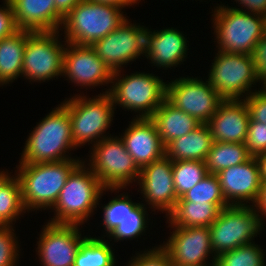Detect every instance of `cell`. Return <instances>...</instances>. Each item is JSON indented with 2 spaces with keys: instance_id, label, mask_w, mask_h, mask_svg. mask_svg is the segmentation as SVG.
I'll use <instances>...</instances> for the list:
<instances>
[{
  "instance_id": "17",
  "label": "cell",
  "mask_w": 266,
  "mask_h": 266,
  "mask_svg": "<svg viewBox=\"0 0 266 266\" xmlns=\"http://www.w3.org/2000/svg\"><path fill=\"white\" fill-rule=\"evenodd\" d=\"M170 229L173 230L169 233L171 235L161 246L169 254L172 266H198L208 264L207 260H210V263L215 262L209 227Z\"/></svg>"
},
{
  "instance_id": "34",
  "label": "cell",
  "mask_w": 266,
  "mask_h": 266,
  "mask_svg": "<svg viewBox=\"0 0 266 266\" xmlns=\"http://www.w3.org/2000/svg\"><path fill=\"white\" fill-rule=\"evenodd\" d=\"M177 201L194 203L227 204L216 174H208Z\"/></svg>"
},
{
  "instance_id": "31",
  "label": "cell",
  "mask_w": 266,
  "mask_h": 266,
  "mask_svg": "<svg viewBox=\"0 0 266 266\" xmlns=\"http://www.w3.org/2000/svg\"><path fill=\"white\" fill-rule=\"evenodd\" d=\"M148 210L150 212L148 207L144 206L142 202H139L131 213H128L123 222L107 236V240L109 239L110 242L112 240H114V242H123L124 240L131 241L136 238L138 239V237L141 238V235L145 236L146 230H148L147 228L149 227L147 225H149L148 223L150 222Z\"/></svg>"
},
{
  "instance_id": "23",
  "label": "cell",
  "mask_w": 266,
  "mask_h": 266,
  "mask_svg": "<svg viewBox=\"0 0 266 266\" xmlns=\"http://www.w3.org/2000/svg\"><path fill=\"white\" fill-rule=\"evenodd\" d=\"M213 143L207 124H201L192 132L175 138L165 146V156L172 161H205Z\"/></svg>"
},
{
  "instance_id": "45",
  "label": "cell",
  "mask_w": 266,
  "mask_h": 266,
  "mask_svg": "<svg viewBox=\"0 0 266 266\" xmlns=\"http://www.w3.org/2000/svg\"><path fill=\"white\" fill-rule=\"evenodd\" d=\"M2 170L0 171V189L13 176V174L9 170H7V169H5L6 171L4 169H2Z\"/></svg>"
},
{
  "instance_id": "13",
  "label": "cell",
  "mask_w": 266,
  "mask_h": 266,
  "mask_svg": "<svg viewBox=\"0 0 266 266\" xmlns=\"http://www.w3.org/2000/svg\"><path fill=\"white\" fill-rule=\"evenodd\" d=\"M130 19L102 39L96 40L91 47L112 72L123 70L125 65L145 57V33L147 27ZM129 63V64H127ZM124 65V66H123Z\"/></svg>"
},
{
  "instance_id": "42",
  "label": "cell",
  "mask_w": 266,
  "mask_h": 266,
  "mask_svg": "<svg viewBox=\"0 0 266 266\" xmlns=\"http://www.w3.org/2000/svg\"><path fill=\"white\" fill-rule=\"evenodd\" d=\"M82 0H54L56 11L64 18Z\"/></svg>"
},
{
  "instance_id": "19",
  "label": "cell",
  "mask_w": 266,
  "mask_h": 266,
  "mask_svg": "<svg viewBox=\"0 0 266 266\" xmlns=\"http://www.w3.org/2000/svg\"><path fill=\"white\" fill-rule=\"evenodd\" d=\"M176 27L152 30L147 27L145 33V58L151 66L171 70L186 62L189 41L187 35ZM172 67V68H171Z\"/></svg>"
},
{
  "instance_id": "25",
  "label": "cell",
  "mask_w": 266,
  "mask_h": 266,
  "mask_svg": "<svg viewBox=\"0 0 266 266\" xmlns=\"http://www.w3.org/2000/svg\"><path fill=\"white\" fill-rule=\"evenodd\" d=\"M32 32L18 29L0 40V87L22 77L26 41Z\"/></svg>"
},
{
  "instance_id": "49",
  "label": "cell",
  "mask_w": 266,
  "mask_h": 266,
  "mask_svg": "<svg viewBox=\"0 0 266 266\" xmlns=\"http://www.w3.org/2000/svg\"><path fill=\"white\" fill-rule=\"evenodd\" d=\"M17 262H18V261H16V262H15L13 265H11V266H18V265H17V264H18Z\"/></svg>"
},
{
  "instance_id": "29",
  "label": "cell",
  "mask_w": 266,
  "mask_h": 266,
  "mask_svg": "<svg viewBox=\"0 0 266 266\" xmlns=\"http://www.w3.org/2000/svg\"><path fill=\"white\" fill-rule=\"evenodd\" d=\"M26 212L21 185L14 174L0 189V226H15L16 221Z\"/></svg>"
},
{
  "instance_id": "38",
  "label": "cell",
  "mask_w": 266,
  "mask_h": 266,
  "mask_svg": "<svg viewBox=\"0 0 266 266\" xmlns=\"http://www.w3.org/2000/svg\"><path fill=\"white\" fill-rule=\"evenodd\" d=\"M249 111V118L266 124V93L259 88L243 99Z\"/></svg>"
},
{
  "instance_id": "41",
  "label": "cell",
  "mask_w": 266,
  "mask_h": 266,
  "mask_svg": "<svg viewBox=\"0 0 266 266\" xmlns=\"http://www.w3.org/2000/svg\"><path fill=\"white\" fill-rule=\"evenodd\" d=\"M253 206L258 212L261 223L263 224L264 227L265 226L264 219L266 218V180H262L259 196Z\"/></svg>"
},
{
  "instance_id": "16",
  "label": "cell",
  "mask_w": 266,
  "mask_h": 266,
  "mask_svg": "<svg viewBox=\"0 0 266 266\" xmlns=\"http://www.w3.org/2000/svg\"><path fill=\"white\" fill-rule=\"evenodd\" d=\"M140 192L142 203L151 211L166 213L167 217L175 208L178 197L176 195L172 160L164 156L163 158L150 163L140 169V176L136 187ZM151 206V207H150Z\"/></svg>"
},
{
  "instance_id": "37",
  "label": "cell",
  "mask_w": 266,
  "mask_h": 266,
  "mask_svg": "<svg viewBox=\"0 0 266 266\" xmlns=\"http://www.w3.org/2000/svg\"><path fill=\"white\" fill-rule=\"evenodd\" d=\"M245 145L252 157L266 152V124L250 120Z\"/></svg>"
},
{
  "instance_id": "24",
  "label": "cell",
  "mask_w": 266,
  "mask_h": 266,
  "mask_svg": "<svg viewBox=\"0 0 266 266\" xmlns=\"http://www.w3.org/2000/svg\"><path fill=\"white\" fill-rule=\"evenodd\" d=\"M156 125L162 143L166 146L175 138H180L201 125L193 116L185 113L165 99L150 117Z\"/></svg>"
},
{
  "instance_id": "3",
  "label": "cell",
  "mask_w": 266,
  "mask_h": 266,
  "mask_svg": "<svg viewBox=\"0 0 266 266\" xmlns=\"http://www.w3.org/2000/svg\"><path fill=\"white\" fill-rule=\"evenodd\" d=\"M83 159H68L48 163H18L14 174L21 185L26 211L50 210L57 201L71 171Z\"/></svg>"
},
{
  "instance_id": "33",
  "label": "cell",
  "mask_w": 266,
  "mask_h": 266,
  "mask_svg": "<svg viewBox=\"0 0 266 266\" xmlns=\"http://www.w3.org/2000/svg\"><path fill=\"white\" fill-rule=\"evenodd\" d=\"M254 242L241 245L216 257L217 266H266L265 251Z\"/></svg>"
},
{
  "instance_id": "39",
  "label": "cell",
  "mask_w": 266,
  "mask_h": 266,
  "mask_svg": "<svg viewBox=\"0 0 266 266\" xmlns=\"http://www.w3.org/2000/svg\"><path fill=\"white\" fill-rule=\"evenodd\" d=\"M2 1L4 5L2 7L0 5V40L18 30L10 1Z\"/></svg>"
},
{
  "instance_id": "18",
  "label": "cell",
  "mask_w": 266,
  "mask_h": 266,
  "mask_svg": "<svg viewBox=\"0 0 266 266\" xmlns=\"http://www.w3.org/2000/svg\"><path fill=\"white\" fill-rule=\"evenodd\" d=\"M217 177L228 205H254L261 189L260 168L256 157L218 172Z\"/></svg>"
},
{
  "instance_id": "1",
  "label": "cell",
  "mask_w": 266,
  "mask_h": 266,
  "mask_svg": "<svg viewBox=\"0 0 266 266\" xmlns=\"http://www.w3.org/2000/svg\"><path fill=\"white\" fill-rule=\"evenodd\" d=\"M122 188H104L98 177L83 160L68 175L65 185L51 211L54 217L47 222L83 226L100 206V199L109 191L119 194ZM105 191V192H104Z\"/></svg>"
},
{
  "instance_id": "11",
  "label": "cell",
  "mask_w": 266,
  "mask_h": 266,
  "mask_svg": "<svg viewBox=\"0 0 266 266\" xmlns=\"http://www.w3.org/2000/svg\"><path fill=\"white\" fill-rule=\"evenodd\" d=\"M61 35L60 31H37L27 37L22 67L23 79L30 83H42L50 79L56 80L59 76L61 78L64 49L67 45L66 40L62 41Z\"/></svg>"
},
{
  "instance_id": "26",
  "label": "cell",
  "mask_w": 266,
  "mask_h": 266,
  "mask_svg": "<svg viewBox=\"0 0 266 266\" xmlns=\"http://www.w3.org/2000/svg\"><path fill=\"white\" fill-rule=\"evenodd\" d=\"M228 204L194 203L177 201L173 211L166 217L168 227H209Z\"/></svg>"
},
{
  "instance_id": "7",
  "label": "cell",
  "mask_w": 266,
  "mask_h": 266,
  "mask_svg": "<svg viewBox=\"0 0 266 266\" xmlns=\"http://www.w3.org/2000/svg\"><path fill=\"white\" fill-rule=\"evenodd\" d=\"M122 10L115 5L82 0L64 17L60 29L65 35L63 39L68 43L91 46L129 18Z\"/></svg>"
},
{
  "instance_id": "21",
  "label": "cell",
  "mask_w": 266,
  "mask_h": 266,
  "mask_svg": "<svg viewBox=\"0 0 266 266\" xmlns=\"http://www.w3.org/2000/svg\"><path fill=\"white\" fill-rule=\"evenodd\" d=\"M249 111L242 100H223L207 125L215 142L245 143Z\"/></svg>"
},
{
  "instance_id": "44",
  "label": "cell",
  "mask_w": 266,
  "mask_h": 266,
  "mask_svg": "<svg viewBox=\"0 0 266 266\" xmlns=\"http://www.w3.org/2000/svg\"><path fill=\"white\" fill-rule=\"evenodd\" d=\"M256 159L259 164L261 179L266 180V152L258 154Z\"/></svg>"
},
{
  "instance_id": "43",
  "label": "cell",
  "mask_w": 266,
  "mask_h": 266,
  "mask_svg": "<svg viewBox=\"0 0 266 266\" xmlns=\"http://www.w3.org/2000/svg\"><path fill=\"white\" fill-rule=\"evenodd\" d=\"M90 1L101 4H111L123 9L126 7L129 8L132 5L135 6L136 4L138 5L137 0H90Z\"/></svg>"
},
{
  "instance_id": "5",
  "label": "cell",
  "mask_w": 266,
  "mask_h": 266,
  "mask_svg": "<svg viewBox=\"0 0 266 266\" xmlns=\"http://www.w3.org/2000/svg\"><path fill=\"white\" fill-rule=\"evenodd\" d=\"M217 4L211 15L216 50L250 55L257 42L264 36L262 15L239 11L231 6Z\"/></svg>"
},
{
  "instance_id": "28",
  "label": "cell",
  "mask_w": 266,
  "mask_h": 266,
  "mask_svg": "<svg viewBox=\"0 0 266 266\" xmlns=\"http://www.w3.org/2000/svg\"><path fill=\"white\" fill-rule=\"evenodd\" d=\"M105 238L87 236L80 245L73 266H115L113 244ZM113 249V250H112Z\"/></svg>"
},
{
  "instance_id": "6",
  "label": "cell",
  "mask_w": 266,
  "mask_h": 266,
  "mask_svg": "<svg viewBox=\"0 0 266 266\" xmlns=\"http://www.w3.org/2000/svg\"><path fill=\"white\" fill-rule=\"evenodd\" d=\"M122 71L113 72L109 90L115 108L118 105L124 111L137 113L134 117L150 118L166 99L167 82L153 72L124 75Z\"/></svg>"
},
{
  "instance_id": "15",
  "label": "cell",
  "mask_w": 266,
  "mask_h": 266,
  "mask_svg": "<svg viewBox=\"0 0 266 266\" xmlns=\"http://www.w3.org/2000/svg\"><path fill=\"white\" fill-rule=\"evenodd\" d=\"M37 237L36 254L41 266H73L75 255L87 237L81 225L45 222ZM81 230V231H80Z\"/></svg>"
},
{
  "instance_id": "4",
  "label": "cell",
  "mask_w": 266,
  "mask_h": 266,
  "mask_svg": "<svg viewBox=\"0 0 266 266\" xmlns=\"http://www.w3.org/2000/svg\"><path fill=\"white\" fill-rule=\"evenodd\" d=\"M81 94H74L60 103L70 116L71 135L76 148L87 143L92 147L103 138L111 136L110 131H106L116 111L109 93L100 92L93 97Z\"/></svg>"
},
{
  "instance_id": "35",
  "label": "cell",
  "mask_w": 266,
  "mask_h": 266,
  "mask_svg": "<svg viewBox=\"0 0 266 266\" xmlns=\"http://www.w3.org/2000/svg\"><path fill=\"white\" fill-rule=\"evenodd\" d=\"M14 229V226H0V266H11L20 261L21 245Z\"/></svg>"
},
{
  "instance_id": "10",
  "label": "cell",
  "mask_w": 266,
  "mask_h": 266,
  "mask_svg": "<svg viewBox=\"0 0 266 266\" xmlns=\"http://www.w3.org/2000/svg\"><path fill=\"white\" fill-rule=\"evenodd\" d=\"M264 229L253 205H228L221 209L217 219L209 226L213 253L217 257L254 242Z\"/></svg>"
},
{
  "instance_id": "12",
  "label": "cell",
  "mask_w": 266,
  "mask_h": 266,
  "mask_svg": "<svg viewBox=\"0 0 266 266\" xmlns=\"http://www.w3.org/2000/svg\"><path fill=\"white\" fill-rule=\"evenodd\" d=\"M170 80L166 85V99L201 124L208 123L224 100L207 79L184 75Z\"/></svg>"
},
{
  "instance_id": "32",
  "label": "cell",
  "mask_w": 266,
  "mask_h": 266,
  "mask_svg": "<svg viewBox=\"0 0 266 266\" xmlns=\"http://www.w3.org/2000/svg\"><path fill=\"white\" fill-rule=\"evenodd\" d=\"M138 202L132 201L130 194L126 191L120 193L110 199L107 204L102 205V221L100 220V226L103 227L104 231L101 238L107 237L123 220L127 217L128 213L138 205ZM102 224V225H101ZM105 232V233H104Z\"/></svg>"
},
{
  "instance_id": "9",
  "label": "cell",
  "mask_w": 266,
  "mask_h": 266,
  "mask_svg": "<svg viewBox=\"0 0 266 266\" xmlns=\"http://www.w3.org/2000/svg\"><path fill=\"white\" fill-rule=\"evenodd\" d=\"M215 55L205 78L224 100H242L257 90L252 89L258 82L260 84L252 54L217 50Z\"/></svg>"
},
{
  "instance_id": "30",
  "label": "cell",
  "mask_w": 266,
  "mask_h": 266,
  "mask_svg": "<svg viewBox=\"0 0 266 266\" xmlns=\"http://www.w3.org/2000/svg\"><path fill=\"white\" fill-rule=\"evenodd\" d=\"M172 173L176 195L181 198L207 175L205 161H172Z\"/></svg>"
},
{
  "instance_id": "40",
  "label": "cell",
  "mask_w": 266,
  "mask_h": 266,
  "mask_svg": "<svg viewBox=\"0 0 266 266\" xmlns=\"http://www.w3.org/2000/svg\"><path fill=\"white\" fill-rule=\"evenodd\" d=\"M252 57L256 68V74L260 81V85H262L266 81V36L265 35L255 45Z\"/></svg>"
},
{
  "instance_id": "48",
  "label": "cell",
  "mask_w": 266,
  "mask_h": 266,
  "mask_svg": "<svg viewBox=\"0 0 266 266\" xmlns=\"http://www.w3.org/2000/svg\"><path fill=\"white\" fill-rule=\"evenodd\" d=\"M266 93V81L260 87Z\"/></svg>"
},
{
  "instance_id": "46",
  "label": "cell",
  "mask_w": 266,
  "mask_h": 266,
  "mask_svg": "<svg viewBox=\"0 0 266 266\" xmlns=\"http://www.w3.org/2000/svg\"><path fill=\"white\" fill-rule=\"evenodd\" d=\"M264 18V35L266 36V14L263 16Z\"/></svg>"
},
{
  "instance_id": "8",
  "label": "cell",
  "mask_w": 266,
  "mask_h": 266,
  "mask_svg": "<svg viewBox=\"0 0 266 266\" xmlns=\"http://www.w3.org/2000/svg\"><path fill=\"white\" fill-rule=\"evenodd\" d=\"M115 136L103 138L90 147L89 158H85L86 161L83 159V162L98 177L104 188L128 190V186L137 184L140 169L126 150L120 136Z\"/></svg>"
},
{
  "instance_id": "36",
  "label": "cell",
  "mask_w": 266,
  "mask_h": 266,
  "mask_svg": "<svg viewBox=\"0 0 266 266\" xmlns=\"http://www.w3.org/2000/svg\"><path fill=\"white\" fill-rule=\"evenodd\" d=\"M130 258L126 266H172L169 254L161 245L135 251V255Z\"/></svg>"
},
{
  "instance_id": "14",
  "label": "cell",
  "mask_w": 266,
  "mask_h": 266,
  "mask_svg": "<svg viewBox=\"0 0 266 266\" xmlns=\"http://www.w3.org/2000/svg\"><path fill=\"white\" fill-rule=\"evenodd\" d=\"M65 76V77H64ZM113 72L96 54L90 45L68 43L64 49L62 77L74 83L75 87L89 89L109 86L102 93H109ZM110 84V85H109ZM107 89V90H106Z\"/></svg>"
},
{
  "instance_id": "27",
  "label": "cell",
  "mask_w": 266,
  "mask_h": 266,
  "mask_svg": "<svg viewBox=\"0 0 266 266\" xmlns=\"http://www.w3.org/2000/svg\"><path fill=\"white\" fill-rule=\"evenodd\" d=\"M251 157L245 143L213 141L210 152L205 159V165L208 174H217L228 167L240 165Z\"/></svg>"
},
{
  "instance_id": "2",
  "label": "cell",
  "mask_w": 266,
  "mask_h": 266,
  "mask_svg": "<svg viewBox=\"0 0 266 266\" xmlns=\"http://www.w3.org/2000/svg\"><path fill=\"white\" fill-rule=\"evenodd\" d=\"M73 149L78 148L73 143L70 116L68 111L58 104L29 133L19 163H48L81 159L80 156L71 157L70 151Z\"/></svg>"
},
{
  "instance_id": "20",
  "label": "cell",
  "mask_w": 266,
  "mask_h": 266,
  "mask_svg": "<svg viewBox=\"0 0 266 266\" xmlns=\"http://www.w3.org/2000/svg\"><path fill=\"white\" fill-rule=\"evenodd\" d=\"M119 136L139 169L165 156V146L151 118L133 117Z\"/></svg>"
},
{
  "instance_id": "47",
  "label": "cell",
  "mask_w": 266,
  "mask_h": 266,
  "mask_svg": "<svg viewBox=\"0 0 266 266\" xmlns=\"http://www.w3.org/2000/svg\"><path fill=\"white\" fill-rule=\"evenodd\" d=\"M198 266H217L216 265V262H214V263H208V265L207 264H202V265H198Z\"/></svg>"
},
{
  "instance_id": "22",
  "label": "cell",
  "mask_w": 266,
  "mask_h": 266,
  "mask_svg": "<svg viewBox=\"0 0 266 266\" xmlns=\"http://www.w3.org/2000/svg\"><path fill=\"white\" fill-rule=\"evenodd\" d=\"M18 29L60 31L64 18L56 11L54 0H9Z\"/></svg>"
}]
</instances>
